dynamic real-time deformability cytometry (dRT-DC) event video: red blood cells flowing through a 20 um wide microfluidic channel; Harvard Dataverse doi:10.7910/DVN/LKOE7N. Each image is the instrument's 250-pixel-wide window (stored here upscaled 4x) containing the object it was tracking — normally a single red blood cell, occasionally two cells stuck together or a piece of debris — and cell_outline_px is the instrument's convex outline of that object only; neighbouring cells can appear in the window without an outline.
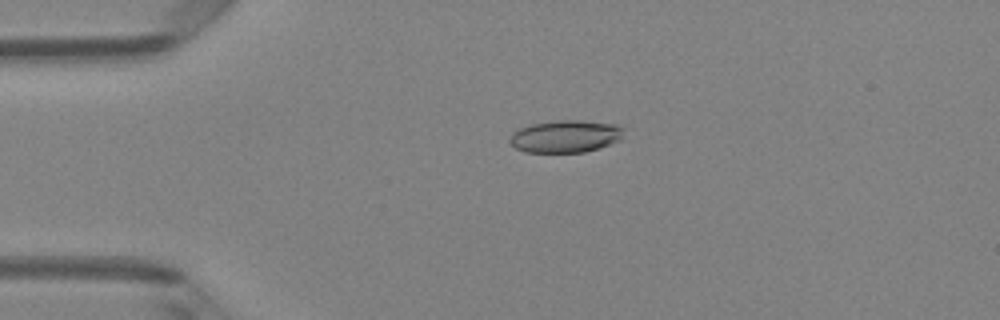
{"species": "Egyptian fruit bat (a non-hibernating species)", "species_latin": "Rousettus aegyptiacus", "temperature_condition": "room temperature", "stored_images_in_passage": 51, "camera_frame_rate_fps": 3000, "um_per_image_px": 0.085, "animal": {"sex": "female"}, "frame": {"image": 1, "passage_image": 12, "time_ms": 3.667, "image_size_px": [1000, 320], "cell_outline_px": [[624, 128], [620, 140], [600, 148], [584, 152], [524, 152], [516, 148], [508, 140], [512, 132], [520, 128], [532, 124], [556, 120], [580, 120], [616, 124]], "centroid_in_image_um": [48.07, 11.59], "position_along_channel_um": 36.9, "area_um2": 21.56}}
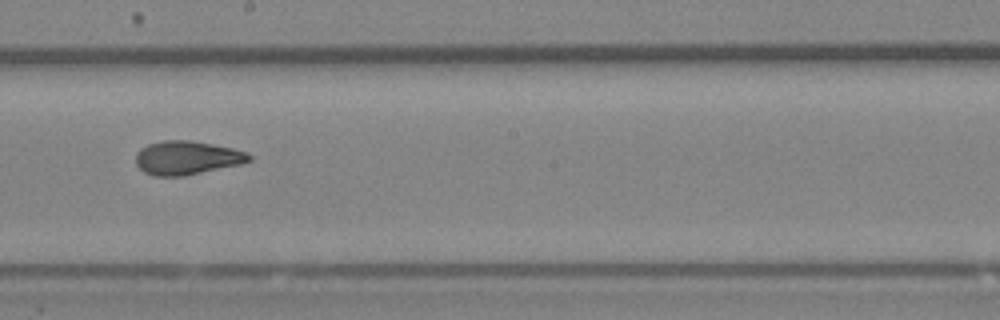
{"frame": {"image": 2, "passage_image": 29, "time_ms": 9.333, "image_size_px": [1000, 320], "cell_outline_px": [[252, 160], [244, 164], [184, 176], [152, 176], [144, 172], [136, 164], [136, 152], [140, 148], [148, 144], [164, 140], [188, 140], [212, 144], [232, 148], [248, 152], [252, 156]], "centroid_in_image_um": [15.91, 13.42], "position_along_channel_um": 232.3, "area_um2": 22.54}}
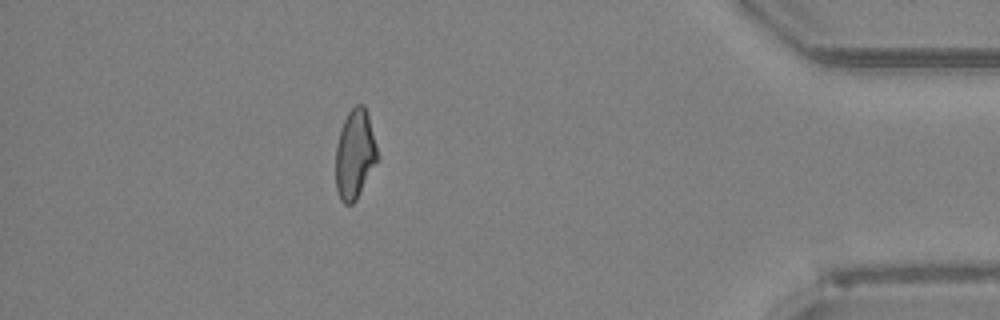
{"frame": {"image": 3, "passage_image": 45, "time_ms": 14.667, "image_size_px": [1000, 320], "cell_outline_px": [[376, 160], [356, 200], [352, 204], [344, 204], [340, 200], [336, 188], [336, 144], [340, 128], [348, 112], [356, 104], [364, 104], [368, 112], [376, 148]], "centroid_in_image_um": [30.12, 13.08], "position_along_channel_um": 405.1, "area_um2": 21.33}, "authors_computed_cell_mechanics": {"area_um2": 22.1952, "velocity_mm_per_s": 4.0923, "shape_relaxation_time_tau1_ms": 5.4034, "shape_relaxation_time_tau2_ms": 1.5182, "deformation_change_tau1": 0.1758, "deformation_change_tau2": 0.0721}}